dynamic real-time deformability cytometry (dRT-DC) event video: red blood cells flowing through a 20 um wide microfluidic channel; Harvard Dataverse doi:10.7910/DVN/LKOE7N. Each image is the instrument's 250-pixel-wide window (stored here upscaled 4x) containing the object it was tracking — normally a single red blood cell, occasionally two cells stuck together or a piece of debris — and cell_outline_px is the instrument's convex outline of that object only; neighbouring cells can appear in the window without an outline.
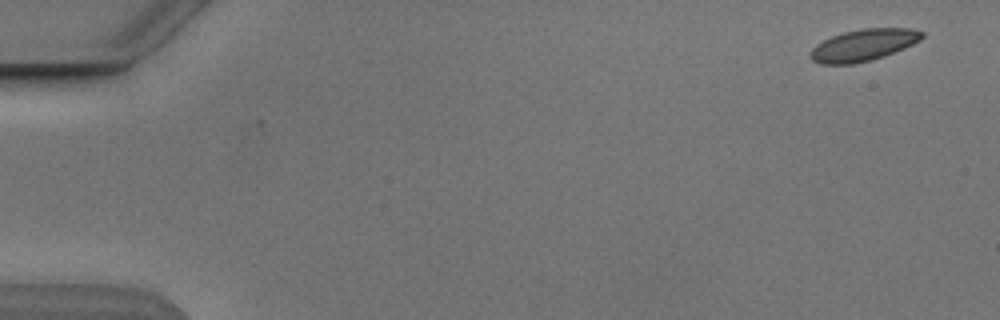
{"species": "Egyptian fruit bat (a non-hibernating species)", "species_latin": "Rousettus aegyptiacus", "temperature_condition": "cold", "stored_images_in_passage": 4, "camera_frame_rate_fps": 3000, "um_per_image_px": 0.085, "animal": {"sex": "male"}, "frame": {"image": 1, "passage_image": 1, "time_ms": 0.0, "image_size_px": [1000, 320], "cell_outline_px": [[924, 36], [920, 40], [904, 48], [884, 56], [872, 60], [852, 64], [820, 64], [812, 60], [808, 56], [812, 48], [816, 44], [832, 36], [844, 32], [864, 28], [912, 28], [924, 32]], "centroid_in_image_um": [73.38, 3.83], "position_along_channel_um": 11.6, "area_um2": 20.69}}